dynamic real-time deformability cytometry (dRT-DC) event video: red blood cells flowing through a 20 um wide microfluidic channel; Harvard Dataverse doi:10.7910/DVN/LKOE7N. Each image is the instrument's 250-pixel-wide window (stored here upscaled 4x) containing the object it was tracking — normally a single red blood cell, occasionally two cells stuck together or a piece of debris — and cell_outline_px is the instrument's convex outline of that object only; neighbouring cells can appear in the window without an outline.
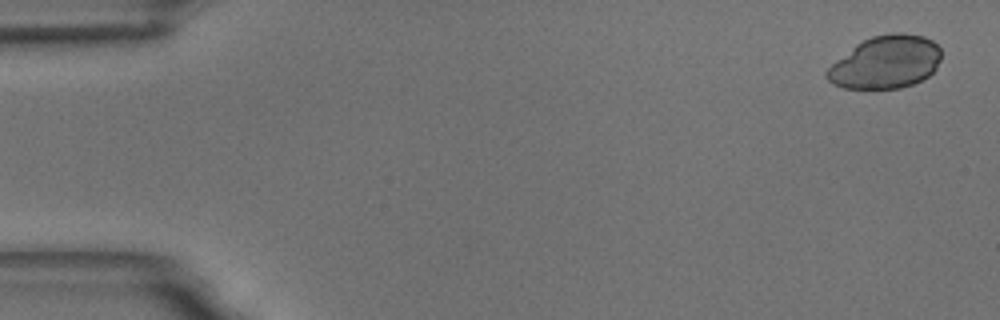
{"species": "common noctule bat (a hibernating species)", "species_latin": "Nyctalus noctula", "temperature_condition": "room temperature", "stored_images_in_passage": 55, "camera_frame_rate_fps": 3000, "um_per_image_px": 0.085, "animal": {"sex": "male", "body_mass_g": 18.8}, "frame": {"image": 1, "passage_image": 2, "time_ms": 0.333, "image_size_px": [1000, 320], "cell_outline_px": [[940, 60], [936, 68], [928, 76], [912, 84], [900, 88], [844, 88], [832, 84], [824, 76], [824, 72], [836, 60], [856, 44], [872, 36], [892, 32], [904, 32], [924, 36], [932, 40], [940, 48]], "centroid_in_image_um": [75.27, 5.27], "position_along_channel_um": 9.7, "area_um2": 35.2}}